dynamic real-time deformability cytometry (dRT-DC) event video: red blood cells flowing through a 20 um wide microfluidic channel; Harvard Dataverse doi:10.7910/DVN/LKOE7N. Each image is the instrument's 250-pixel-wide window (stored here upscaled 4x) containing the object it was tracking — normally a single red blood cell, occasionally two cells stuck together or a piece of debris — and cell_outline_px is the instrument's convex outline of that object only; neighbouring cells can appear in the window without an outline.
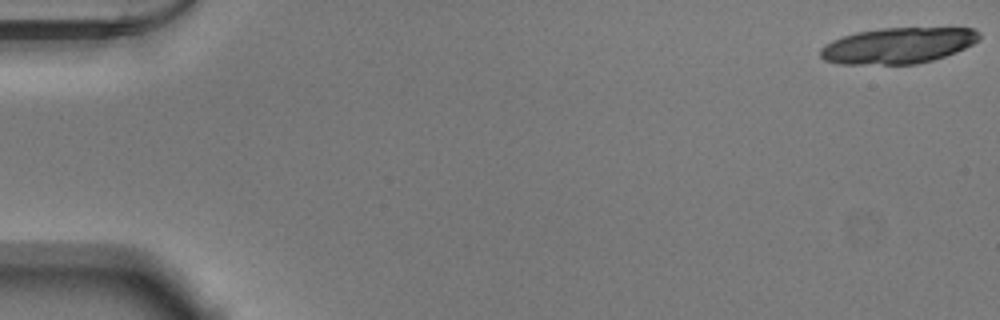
{"species": "Egyptian fruit bat (a non-hibernating species)", "species_latin": "Rousettus aegyptiacus", "temperature_condition": "warm", "stored_images_in_passage": 17, "camera_frame_rate_fps": 3000, "um_per_image_px": 0.085, "animal": {"sex": "male"}, "frame": {"image": 1, "passage_image": 1, "time_ms": 0.0, "image_size_px": [1000, 320], "cell_outline_px": [[980, 36], [972, 44], [956, 52], [932, 60], [916, 64], [840, 64], [824, 60], [820, 56], [820, 48], [832, 40], [856, 32], [880, 28], [972, 28], [980, 32]], "centroid_in_image_um": [76.3, 3.87], "position_along_channel_um": 8.7, "area_um2": 33.12}}